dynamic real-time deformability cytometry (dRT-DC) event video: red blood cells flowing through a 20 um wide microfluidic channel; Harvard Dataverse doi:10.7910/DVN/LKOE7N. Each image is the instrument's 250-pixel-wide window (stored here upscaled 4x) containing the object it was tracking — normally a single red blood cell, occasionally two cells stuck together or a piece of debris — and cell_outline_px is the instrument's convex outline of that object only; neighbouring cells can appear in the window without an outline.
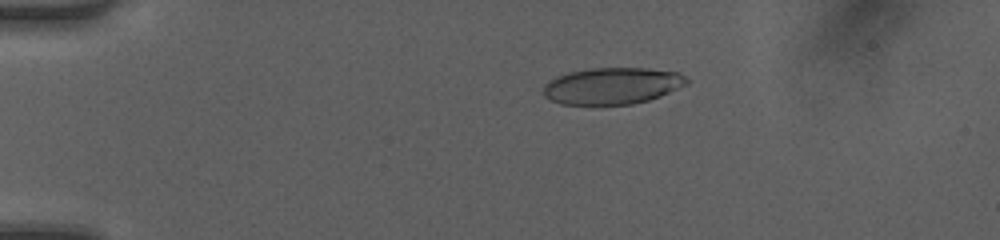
{"species": "human", "species_latin": "Homo sapiens", "temperature_condition": "room temperature", "stored_images_in_passage": 12, "camera_frame_rate_fps": 3000, "um_per_image_px": 0.085, "donor": {"sex": "female"}, "frame": {"image": 1, "passage_image": 5, "time_ms": 1.333, "image_size_px": [1000, 240], "cell_outline_px": [[688, 84], [660, 96], [648, 100], [632, 104], [560, 104], [544, 96], [544, 84], [568, 72], [592, 68], [648, 68], [676, 72], [684, 76], [688, 80]], "centroid_in_image_um": [52.06, 7.29], "position_along_channel_um": 32.9, "area_um2": 30.29}}
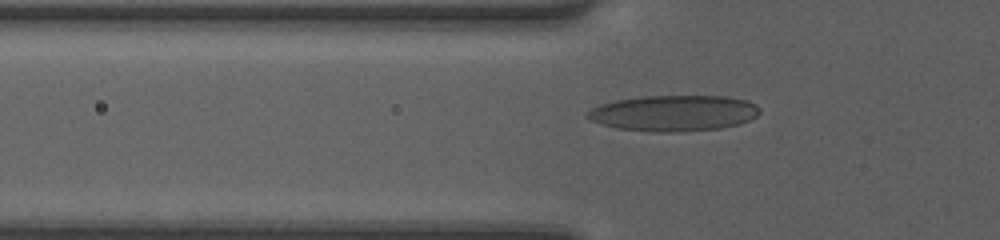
{"frame": {"image": 2, "passage_image": 9, "time_ms": 2.667, "image_size_px": [1000, 240], "cell_outline_px": [[760, 112], [756, 116], [748, 120], [736, 124], [720, 128], [680, 132], [656, 132], [616, 128], [600, 124], [588, 120], [584, 116], [584, 112], [600, 104], [616, 100], [640, 96], [724, 96], [748, 100], [756, 104], [760, 108]], "centroid_in_image_um": [57.21, 9.61], "position_along_channel_um": 68.6, "area_um2": 36.36}}
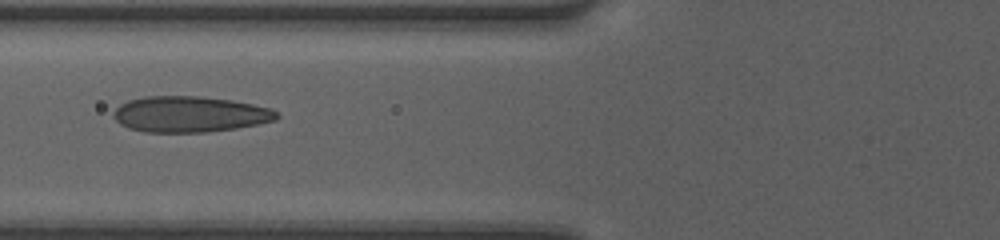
{"frame": {"image": 3, "passage_image": 11, "time_ms": 3.333, "image_size_px": [1000, 240], "cell_outline_px": [[280, 116], [276, 120], [236, 128], [204, 132], [144, 132], [128, 128], [120, 124], [112, 116], [112, 112], [120, 104], [128, 100], [144, 96], [200, 96], [232, 100], [272, 108]], "centroid_in_image_um": [16.1, 9.7], "position_along_channel_um": 109.7, "area_um2": 34.28}}